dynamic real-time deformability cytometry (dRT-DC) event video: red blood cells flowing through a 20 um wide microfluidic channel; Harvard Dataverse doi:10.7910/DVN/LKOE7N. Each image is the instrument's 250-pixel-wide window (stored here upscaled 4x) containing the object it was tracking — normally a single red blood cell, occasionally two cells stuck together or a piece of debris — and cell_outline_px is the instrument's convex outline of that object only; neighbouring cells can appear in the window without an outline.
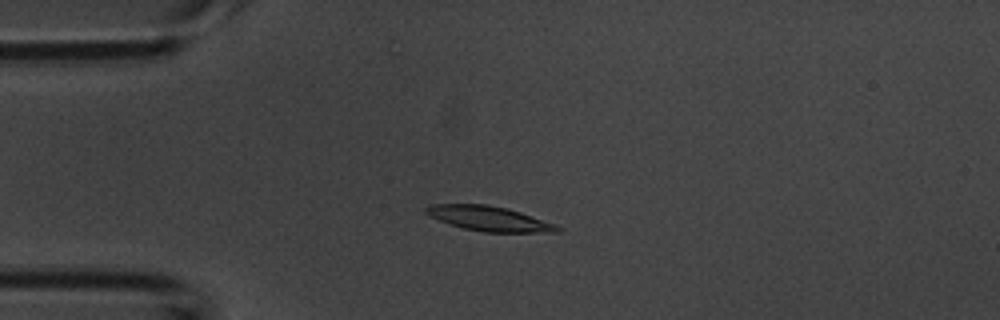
{"species": "common noctule bat (a hibernating species)", "species_latin": "Nyctalus noctula", "temperature_condition": "room temperature", "stored_images_in_passage": 45, "camera_frame_rate_fps": 3000, "um_per_image_px": 0.085, "animal": {"sex": "male", "body_mass_g": 20.1, "forearm_length_mm": 53.5}, "frame": {"image": 1, "passage_image": 4, "time_ms": 1.0, "image_size_px": [1000, 320], "cell_outline_px": [[564, 228], [560, 232], [484, 232], [464, 228], [428, 216], [424, 212], [424, 208], [428, 204], [488, 204], [508, 208], [556, 224]], "centroid_in_image_um": [41.59, 18.57], "position_along_channel_um": 43.4, "area_um2": 19.07}}
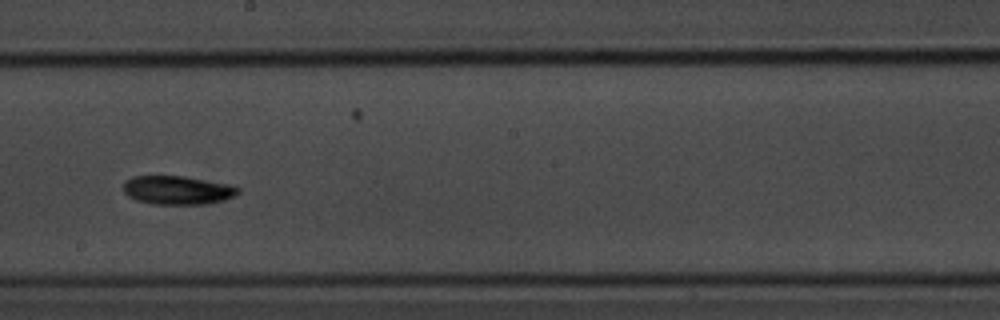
{"frame": {"image": 2, "passage_image": 21, "time_ms": 6.667, "image_size_px": [1000, 320], "cell_outline_px": [[240, 192], [236, 196], [224, 200], [208, 204], [152, 204], [136, 200], [128, 196], [124, 192], [124, 180], [132, 176], [184, 176], [228, 184], [240, 188]], "centroid_in_image_um": [15.09, 16.16], "position_along_channel_um": 233.1, "area_um2": 19.31}}
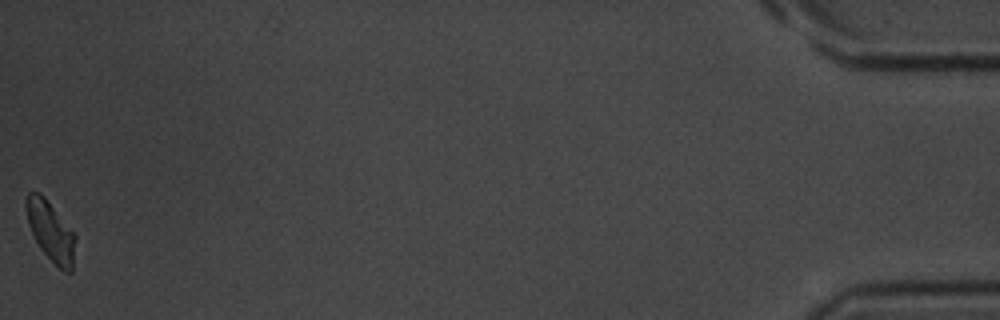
{"frame": {"image": 3, "passage_image": 45, "time_ms": 14.667, "image_size_px": [1000, 320], "cell_outline_px": [[76, 236], [72, 272], [64, 272], [40, 248], [28, 224], [24, 204], [24, 200], [28, 192], [40, 192], [44, 196]], "centroid_in_image_um": [4.28, 19.62], "position_along_channel_um": 430.9, "area_um2": 16.94}, "authors_computed_cell_mechanics": {"area_um2": 18.6694, "velocity_mm_per_s": 3.6914, "shape_relaxation_time_tau1_ms": 1.817, "shape_relaxation_time_tau2_ms": null, "deformation_change_tau1": 0.1078, "deformation_change_tau2": null}}